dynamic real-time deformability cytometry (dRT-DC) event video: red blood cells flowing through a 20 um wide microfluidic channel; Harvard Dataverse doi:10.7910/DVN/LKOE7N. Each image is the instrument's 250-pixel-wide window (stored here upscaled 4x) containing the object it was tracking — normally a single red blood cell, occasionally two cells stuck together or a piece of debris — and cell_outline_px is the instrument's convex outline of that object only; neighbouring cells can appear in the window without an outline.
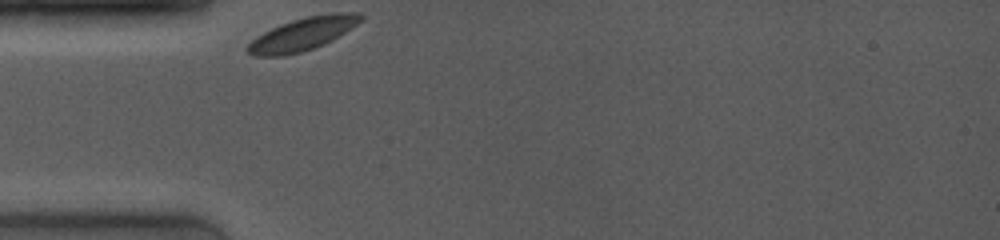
{"species": "common noctule bat (a hibernating species)", "species_latin": "Nyctalus noctula", "temperature_condition": "room temperature", "stored_images_in_passage": 6, "camera_frame_rate_fps": 4000, "um_per_image_px": 0.085, "animal": {"sex": "female", "body_mass_g": 19.0, "forearm_length_mm": 53.3}, "frame": {"image": 1, "passage_image": 1, "time_ms": 0.0, "image_size_px": [1000, 240], "cell_outline_px": [[364, 16], [356, 24], [332, 40], [324, 44], [300, 52], [284, 56], [256, 56], [248, 52], [244, 48], [256, 36], [280, 24], [292, 20], [308, 16], [328, 12], [360, 12]], "centroid_in_image_um": [25.71, 2.88], "position_along_channel_um": 59.3, "area_um2": 21.56}}